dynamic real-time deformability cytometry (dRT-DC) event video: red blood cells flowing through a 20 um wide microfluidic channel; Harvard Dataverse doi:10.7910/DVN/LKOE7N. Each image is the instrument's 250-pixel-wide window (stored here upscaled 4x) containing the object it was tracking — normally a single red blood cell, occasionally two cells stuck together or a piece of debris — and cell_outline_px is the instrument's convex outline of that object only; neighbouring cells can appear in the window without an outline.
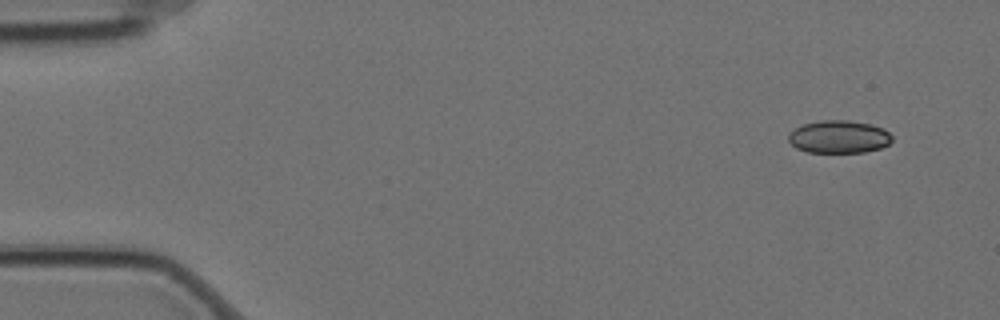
{"species": "Egyptian fruit bat (a non-hibernating species)", "species_latin": "Rousettus aegyptiacus", "temperature_condition": "cold", "stored_images_in_passage": 4, "camera_frame_rate_fps": 3000, "um_per_image_px": 0.085, "animal": {"sex": "female"}, "frame": {"image": 1, "passage_image": 1, "time_ms": 0.0, "image_size_px": [1000, 320], "cell_outline_px": [[892, 140], [888, 144], [880, 148], [864, 152], [808, 152], [796, 148], [788, 140], [788, 132], [804, 124], [820, 120], [848, 120], [872, 124], [884, 128], [892, 136]], "centroid_in_image_um": [71.31, 11.62], "position_along_channel_um": 13.7, "area_um2": 19.83}}
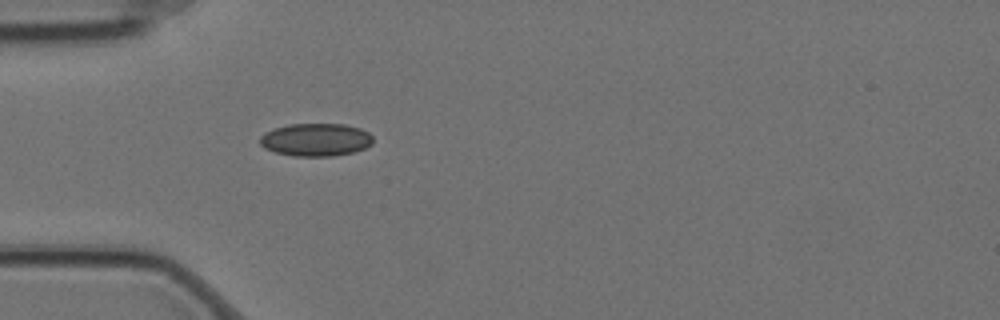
{"frame": {"image": 2, "passage_image": 4, "time_ms": 1.0, "image_size_px": [1000, 320], "cell_outline_px": [[372, 144], [364, 148], [352, 152], [332, 156], [292, 156], [276, 152], [264, 148], [260, 144], [260, 136], [264, 132], [288, 124], [344, 124], [360, 128], [368, 132], [372, 136]], "centroid_in_image_um": [26.83, 11.87], "position_along_channel_um": 58.2, "area_um2": 21.62}}